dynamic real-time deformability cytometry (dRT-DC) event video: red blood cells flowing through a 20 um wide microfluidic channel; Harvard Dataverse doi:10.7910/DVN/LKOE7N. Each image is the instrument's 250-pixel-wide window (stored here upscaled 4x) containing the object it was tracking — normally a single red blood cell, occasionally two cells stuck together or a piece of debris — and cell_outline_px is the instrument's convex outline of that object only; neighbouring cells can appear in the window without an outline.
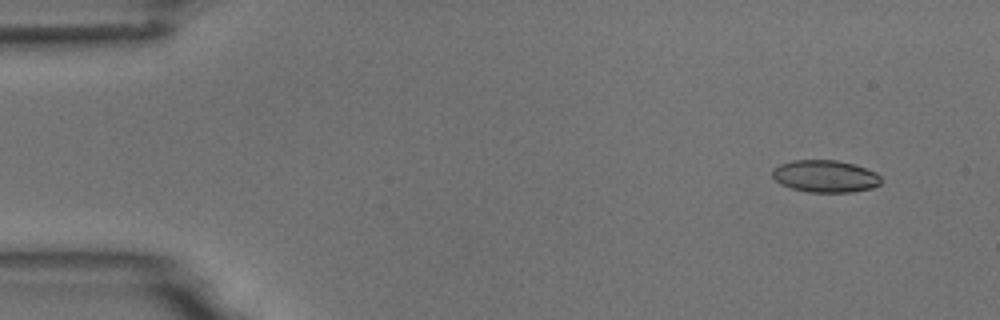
{"species": "common noctule bat (a hibernating species)", "species_latin": "Nyctalus noctula", "temperature_condition": "room temperature", "stored_images_in_passage": 10, "camera_frame_rate_fps": 3000, "um_per_image_px": 0.085, "animal": {"sex": "male", "body_mass_g": 18.8}, "frame": {"image": 1, "passage_image": 1, "time_ms": 0.0, "image_size_px": [1000, 320], "cell_outline_px": [[880, 184], [872, 188], [852, 192], [808, 192], [792, 188], [780, 184], [772, 176], [772, 168], [780, 164], [792, 160], [836, 160], [852, 164], [876, 172], [880, 176]], "centroid_in_image_um": [70.12, 14.98], "position_along_channel_um": 14.9, "area_um2": 20.35}}
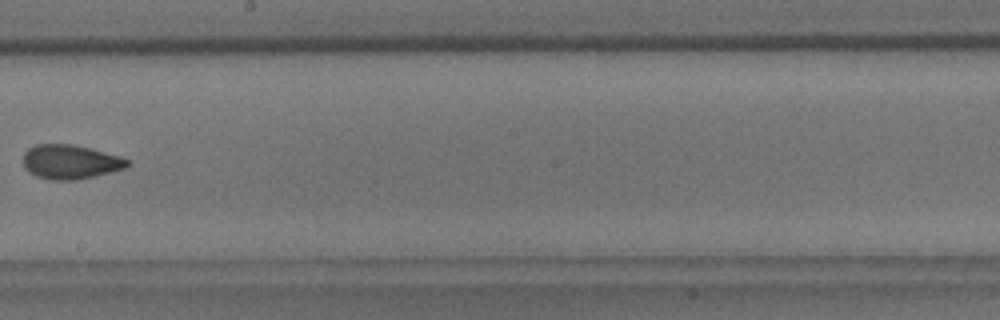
{"frame": {"image": 2, "passage_image": 9, "time_ms": 9.0, "image_size_px": [1000, 320], "cell_outline_px": [[128, 164], [124, 168], [76, 180], [52, 180], [36, 176], [28, 172], [24, 168], [24, 152], [28, 148], [36, 144], [72, 144], [120, 156], [128, 160]], "centroid_in_image_um": [5.91, 13.75], "position_along_channel_um": 242.3, "area_um2": 20.52}}
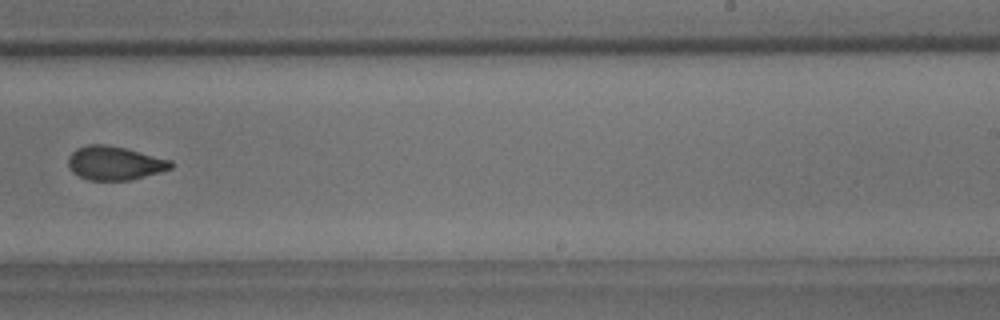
{"frame": {"image": 3, "passage_image": 10, "time_ms": 10.0, "image_size_px": [1000, 320], "cell_outline_px": [[176, 164], [172, 168], [160, 172], [132, 180], [88, 180], [72, 172], [68, 164], [68, 156], [76, 148], [88, 144], [104, 144], [124, 148], [172, 160]], "centroid_in_image_um": [9.76, 13.86], "position_along_channel_um": 279.2, "area_um2": 20.29}}